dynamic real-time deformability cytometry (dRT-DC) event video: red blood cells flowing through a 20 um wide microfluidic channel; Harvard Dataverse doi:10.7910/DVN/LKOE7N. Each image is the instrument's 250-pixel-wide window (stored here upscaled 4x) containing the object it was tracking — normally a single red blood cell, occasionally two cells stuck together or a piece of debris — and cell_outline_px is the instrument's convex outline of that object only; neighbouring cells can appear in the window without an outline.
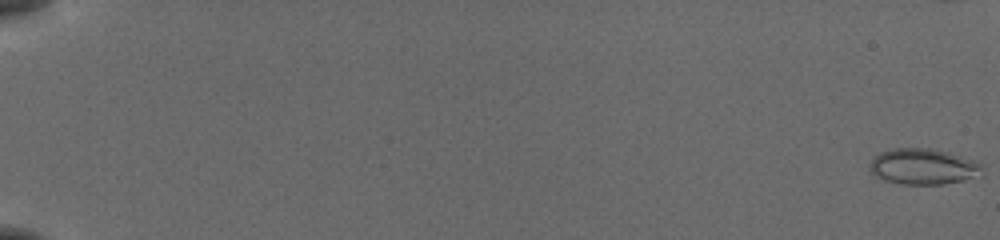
{"species": "common noctule bat (a hibernating species)", "species_latin": "Nyctalus noctula", "temperature_condition": "cold", "stored_images_in_passage": 57, "camera_frame_rate_fps": 3000, "um_per_image_px": 0.085, "animal": {"sex": "female", "body_mass_g": 19.5, "forearm_length_mm": 54.1}, "frame": {"image": 1, "passage_image": 1, "time_ms": 0.0, "image_size_px": [1000, 240], "cell_outline_px": [[984, 176], [940, 184], [904, 184], [884, 180], [868, 172], [868, 164], [872, 156], [880, 152], [892, 148], [928, 148], [948, 152], [984, 164]], "centroid_in_image_um": [78.46, 14.15], "position_along_channel_um": 6.5, "area_um2": 23.93}}
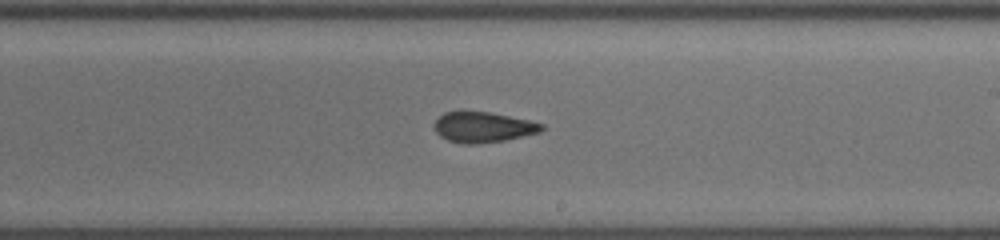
{"frame": {"image": 2, "passage_image": 36, "time_ms": 11.667, "image_size_px": [1000, 240], "cell_outline_px": [[544, 128], [540, 132], [504, 140], [476, 144], [464, 144], [448, 140], [440, 136], [436, 132], [436, 120], [444, 112], [460, 108], [492, 112], [528, 120], [544, 124]], "centroid_in_image_um": [41.03, 10.76], "position_along_channel_um": 248.0, "area_um2": 19.48}}
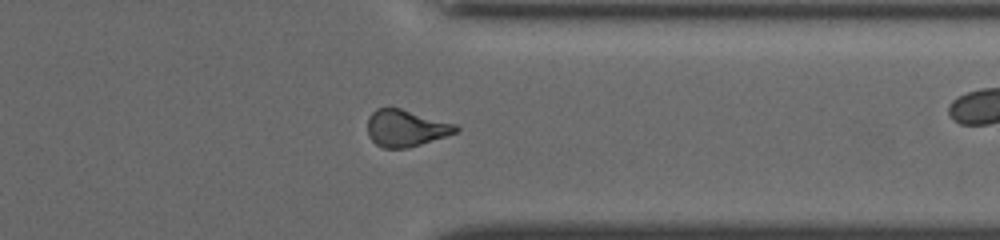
{"frame": {"image": 3, "passage_image": 46, "time_ms": 15.0, "image_size_px": [1000, 240], "cell_outline_px": [[460, 132], [408, 148], [384, 148], [376, 144], [368, 136], [368, 116], [376, 108], [400, 108], [456, 124], [460, 128]], "centroid_in_image_um": [34.52, 10.9], "position_along_channel_um": 376.9, "area_um2": 19.02}, "authors_computed_cell_mechanics": {"area_um2": 19.7098, "velocity_mm_per_s": 3.8767, "shape_relaxation_time_tau1_ms": 6.8885, "shape_relaxation_time_tau2_ms": 2.0712, "deformation_change_tau1": 0.1699, "deformation_change_tau2": 0.0795}}